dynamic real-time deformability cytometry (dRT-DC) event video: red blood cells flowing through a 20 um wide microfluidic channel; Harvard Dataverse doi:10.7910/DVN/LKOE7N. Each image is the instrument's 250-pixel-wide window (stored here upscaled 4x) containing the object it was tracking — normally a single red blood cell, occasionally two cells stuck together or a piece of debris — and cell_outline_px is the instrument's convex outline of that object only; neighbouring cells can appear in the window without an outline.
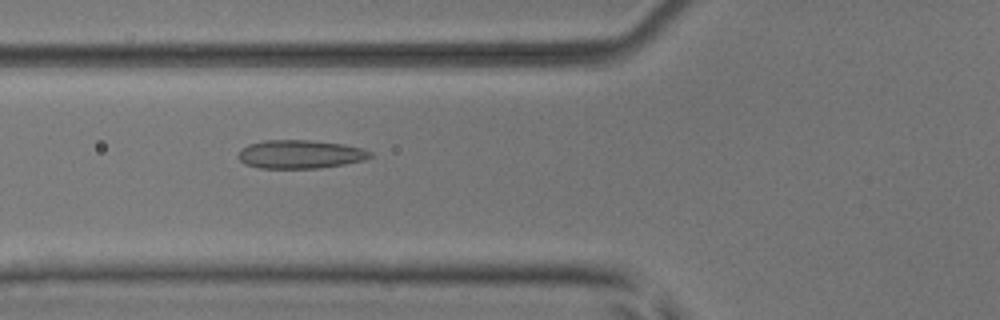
{"species": "common noctule bat (a hibernating species)", "species_latin": "Nyctalus noctula", "temperature_condition": "room temperature", "stored_images_in_passage": 48, "camera_frame_rate_fps": 3000, "um_per_image_px": 0.085, "animal": {"sex": "male", "body_mass_g": 17.9, "forearm_length_mm": 54.2}, "frame": {"image": 1, "passage_image": 16, "time_ms": 5.0, "image_size_px": [1000, 320], "cell_outline_px": [[372, 156], [364, 160], [344, 164], [320, 168], [260, 168], [244, 164], [236, 156], [240, 148], [248, 144], [264, 140], [312, 140], [344, 144], [364, 148], [372, 152]], "centroid_in_image_um": [25.5, 13.1], "position_along_channel_um": 100.3, "area_um2": 22.2}}
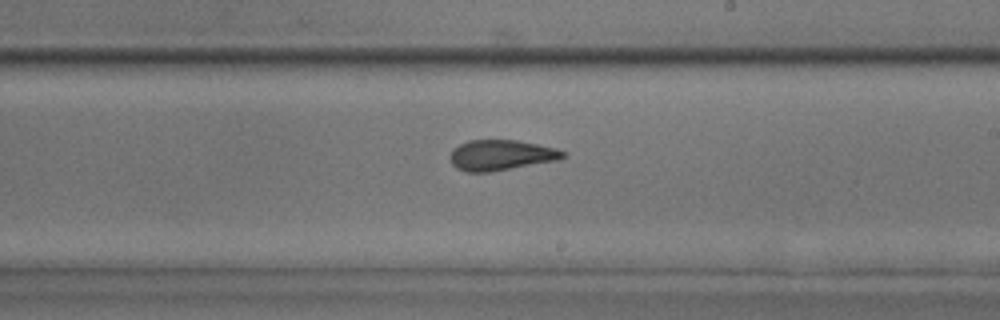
{"frame": {"image": 2, "passage_image": 27, "time_ms": 8.667, "image_size_px": [1000, 320], "cell_outline_px": [[568, 156], [560, 160], [488, 172], [464, 172], [456, 168], [452, 164], [448, 156], [452, 148], [468, 140], [516, 140], [556, 148], [568, 152]], "centroid_in_image_um": [42.59, 13.19], "position_along_channel_um": 246.4, "area_um2": 20.35}}
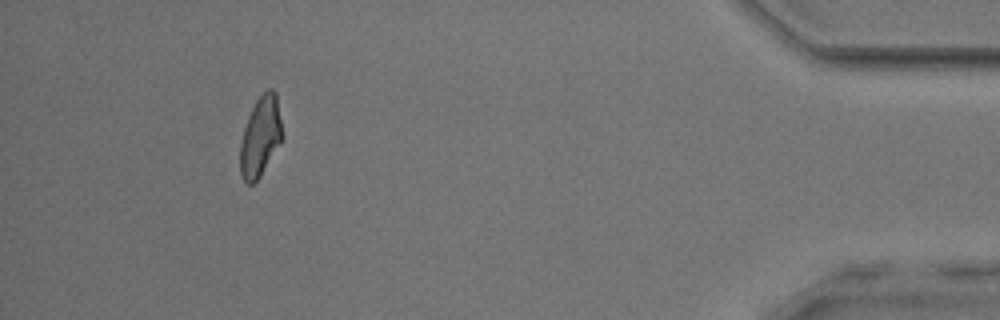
{"frame": {"image": 3, "passage_image": 44, "time_ms": 14.333, "image_size_px": [1000, 320], "cell_outline_px": [[284, 136], [260, 176], [252, 184], [248, 184], [244, 180], [240, 172], [240, 144], [244, 128], [248, 116], [256, 100], [268, 88], [272, 88], [276, 92]], "centroid_in_image_um": [22.15, 11.57], "position_along_channel_um": 413.1, "area_um2": 19.54}, "authors_computed_cell_mechanics": {"area_um2": 20.4034, "velocity_mm_per_s": 3.9937, "shape_relaxation_time_tau1_ms": 9.7351, "shape_relaxation_time_tau2_ms": 1.5874, "deformation_change_tau1": 0.1906, "deformation_change_tau2": 0.0744}}